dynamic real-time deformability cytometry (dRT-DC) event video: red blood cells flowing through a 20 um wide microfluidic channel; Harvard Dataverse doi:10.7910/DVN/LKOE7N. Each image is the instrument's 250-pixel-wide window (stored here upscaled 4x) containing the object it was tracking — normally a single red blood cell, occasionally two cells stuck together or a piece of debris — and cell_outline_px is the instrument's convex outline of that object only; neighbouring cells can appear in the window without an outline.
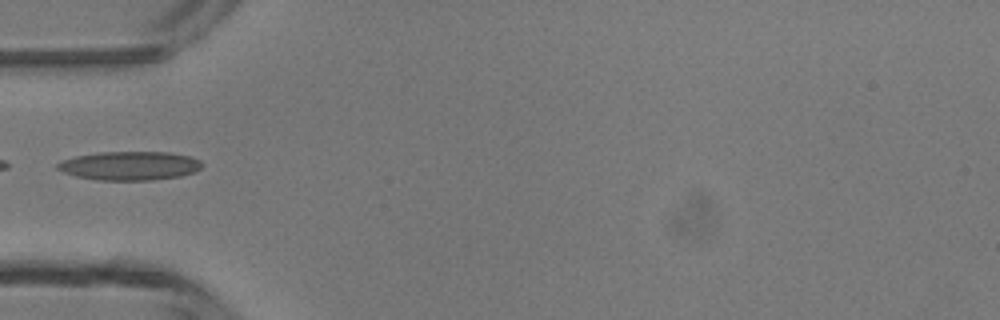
{"species": "common noctule bat (a hibernating species)", "species_latin": "Nyctalus noctula", "temperature_condition": "room temperature", "stored_images_in_passage": 6, "camera_frame_rate_fps": 3000, "um_per_image_px": 0.085, "animal": {"sex": "male", "body_mass_g": 13.3}, "frame": {"image": 1, "passage_image": 5, "time_ms": 4.667, "image_size_px": [1000, 320], "cell_outline_px": [[204, 164], [196, 172], [180, 176], [152, 180], [96, 180], [76, 176], [64, 172], [56, 168], [56, 164], [64, 160], [76, 156], [100, 152], [168, 152], [188, 156], [200, 160]], "centroid_in_image_um": [11.04, 14.09], "position_along_channel_um": 74.0, "area_um2": 24.22}}
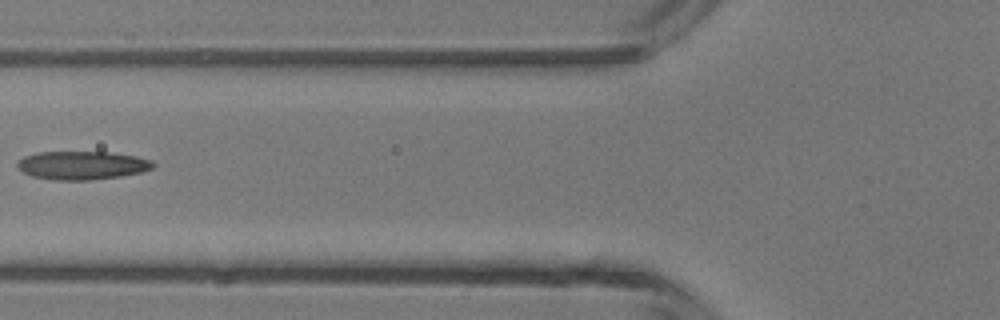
{"frame": {"image": 2, "passage_image": 6, "time_ms": 5.667, "image_size_px": [1000, 320], "cell_outline_px": [[156, 164], [152, 168], [144, 172], [120, 176], [88, 180], [56, 180], [32, 176], [24, 172], [16, 164], [24, 156], [36, 152], [108, 152], [136, 156], [152, 160]], "centroid_in_image_um": [7.02, 14.05], "position_along_channel_um": 118.8, "area_um2": 22.43}}